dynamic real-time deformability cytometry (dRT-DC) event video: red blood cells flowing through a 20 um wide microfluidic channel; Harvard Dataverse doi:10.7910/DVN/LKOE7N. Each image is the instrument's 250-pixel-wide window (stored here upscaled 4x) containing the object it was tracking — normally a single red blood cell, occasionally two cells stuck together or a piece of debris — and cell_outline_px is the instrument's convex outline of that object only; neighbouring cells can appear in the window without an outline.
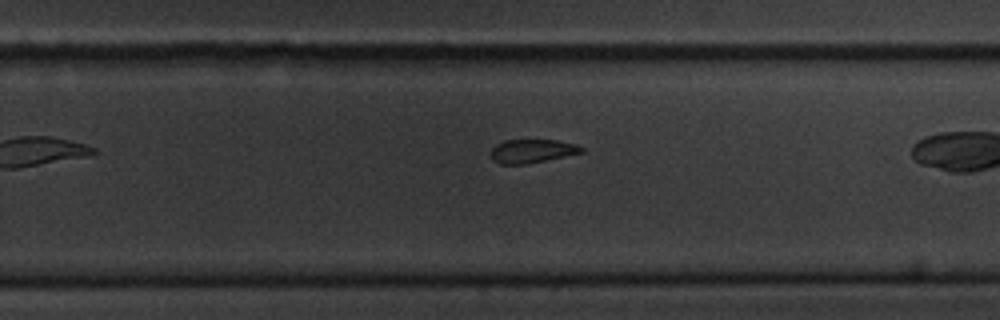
{"species": "common noctule bat (a hibernating species)", "species_latin": "Nyctalus noctula", "temperature_condition": "cold", "stored_images_in_passage": 29, "segment_of_instrument_passage": [1, 2], "camera_frame_rate_fps": 3000, "um_per_image_px": 0.085, "animal": {"sex": "male", "body_mass_g": 20.1, "forearm_length_mm": 53.5}, "frame": {"image": 1, "passage_image": 21, "time_ms": 6.667, "image_size_px": [1000, 320], "cell_outline_px": [[584, 152], [528, 164], [500, 164], [492, 160], [492, 148], [496, 144], [504, 140], [556, 140], [576, 144], [584, 148]], "centroid_in_image_um": [45.23, 12.84], "position_along_channel_um": 284.6, "area_um2": 12.48}}